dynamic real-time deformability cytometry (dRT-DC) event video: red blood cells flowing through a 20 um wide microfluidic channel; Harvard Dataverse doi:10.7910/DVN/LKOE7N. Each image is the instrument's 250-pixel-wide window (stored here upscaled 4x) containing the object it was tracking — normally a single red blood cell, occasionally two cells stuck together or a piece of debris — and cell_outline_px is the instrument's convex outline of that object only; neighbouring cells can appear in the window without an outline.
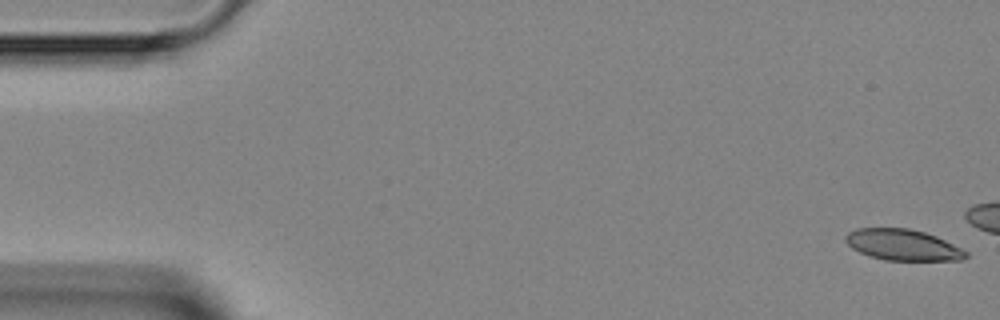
{"species": "Egyptian fruit bat (a non-hibernating species)", "species_latin": "Rousettus aegyptiacus", "temperature_condition": "room temperature", "stored_images_in_passage": 4, "camera_frame_rate_fps": 3000, "um_per_image_px": 0.085, "animal": {"sex": "female"}, "frame": {"image": 1, "passage_image": 1, "time_ms": 0.0, "image_size_px": [1000, 320], "cell_outline_px": [[968, 256], [960, 260], [884, 260], [860, 252], [852, 248], [844, 240], [844, 236], [848, 232], [856, 228], [908, 228], [924, 232], [936, 236], [968, 252]], "centroid_in_image_um": [76.71, 20.81], "position_along_channel_um": 8.3, "area_um2": 21.62}}